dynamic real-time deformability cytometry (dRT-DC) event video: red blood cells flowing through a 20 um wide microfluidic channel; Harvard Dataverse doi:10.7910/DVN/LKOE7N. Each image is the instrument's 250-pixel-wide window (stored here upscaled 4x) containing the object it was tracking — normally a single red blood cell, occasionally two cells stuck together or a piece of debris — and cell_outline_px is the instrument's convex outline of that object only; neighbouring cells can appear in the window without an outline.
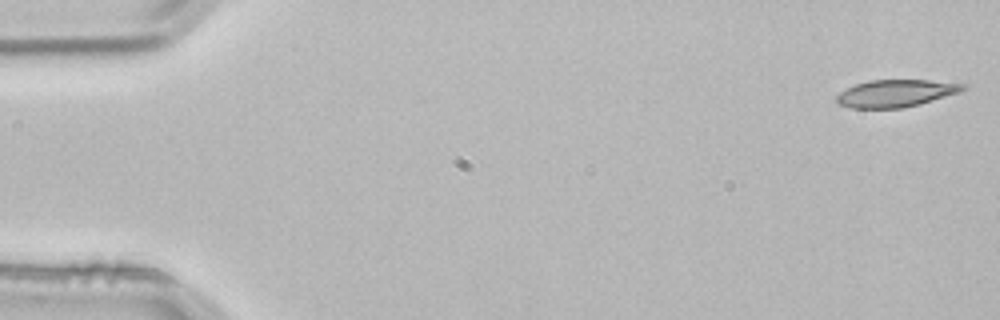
{"species": "common noctule bat (a hibernating species)", "species_latin": "Nyctalus noctula", "temperature_condition": "room temperature", "stored_images_in_passage": 4, "camera_frame_rate_fps": 3000, "um_per_image_px": 0.085, "animal": {"sex": "male", "body_mass_g": 21.5, "forearm_length_mm": 52.0}, "frame": {"image": 1, "passage_image": 1, "time_ms": 0.0, "image_size_px": [1000, 320], "cell_outline_px": [[968, 88], [960, 92], [920, 104], [900, 108], [852, 108], [836, 104], [836, 96], [840, 92], [856, 84], [868, 80], [928, 80], [964, 84]], "centroid_in_image_um": [76.13, 7.93], "position_along_channel_um": 8.9, "area_um2": 20.06}}
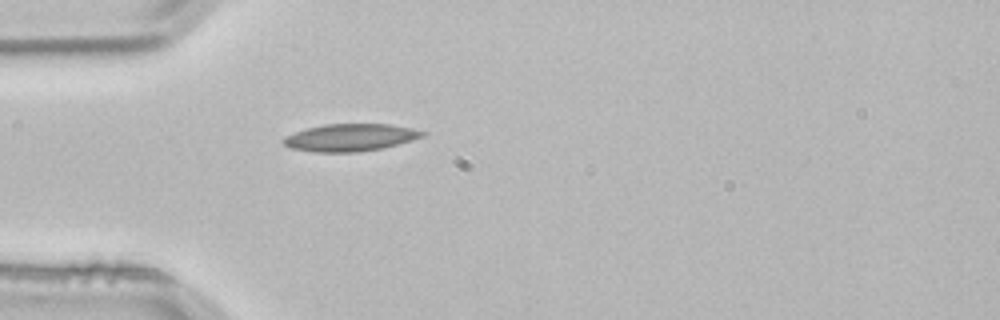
{"frame": {"image": 2, "passage_image": 4, "time_ms": 1.0, "image_size_px": [1000, 320], "cell_outline_px": [[428, 132], [424, 136], [412, 140], [380, 148], [360, 152], [316, 152], [292, 148], [284, 144], [280, 140], [284, 136], [308, 128], [324, 124], [388, 124], [412, 128]], "centroid_in_image_um": [29.77, 11.68], "position_along_channel_um": 55.2, "area_um2": 22.02}}